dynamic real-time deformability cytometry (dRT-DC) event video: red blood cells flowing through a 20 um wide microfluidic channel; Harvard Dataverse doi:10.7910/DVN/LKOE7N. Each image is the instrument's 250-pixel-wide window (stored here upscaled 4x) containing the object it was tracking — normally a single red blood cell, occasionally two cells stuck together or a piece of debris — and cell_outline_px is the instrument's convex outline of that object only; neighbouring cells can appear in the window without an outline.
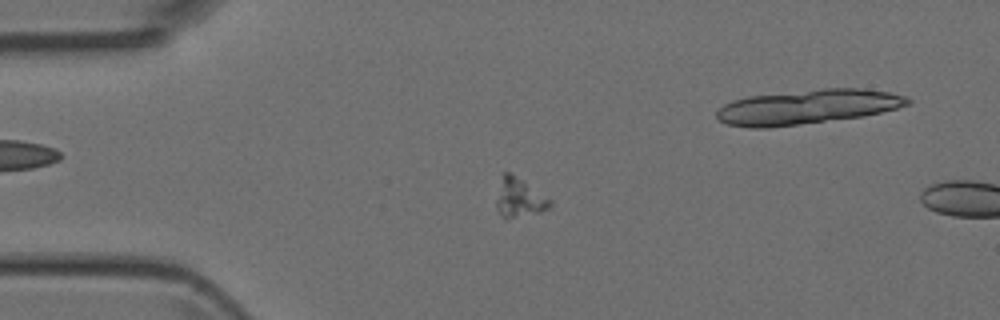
{"species": "Egyptian fruit bat (a non-hibernating species)", "species_latin": "Rousettus aegyptiacus", "temperature_condition": "room temperature", "stored_images_in_passage": 13, "camera_frame_rate_fps": 3000, "um_per_image_px": 0.085, "animal": {"sex": "female"}, "frame": {"image": 1, "passage_image": 10, "time_ms": 3.0, "image_size_px": [1000, 320], "cell_outline_px": [[552, 204], [548, 208], [540, 212], [512, 216], [500, 216], [496, 208], [496, 200], [504, 172], [508, 172], [552, 200]], "centroid_in_image_um": [44.14, 16.82], "position_along_channel_um": 40.9, "area_um2": 11.39}}